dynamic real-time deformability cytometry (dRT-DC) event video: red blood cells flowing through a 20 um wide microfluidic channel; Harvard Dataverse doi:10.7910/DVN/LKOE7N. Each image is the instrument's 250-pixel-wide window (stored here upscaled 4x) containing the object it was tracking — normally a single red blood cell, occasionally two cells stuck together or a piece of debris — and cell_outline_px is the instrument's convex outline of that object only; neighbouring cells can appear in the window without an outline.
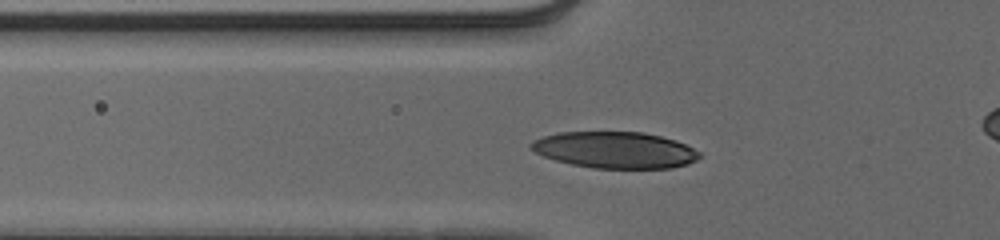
{"species": "human", "species_latin": "Homo sapiens", "temperature_condition": "cold", "stored_images_in_passage": 41, "camera_frame_rate_fps": 3000, "um_per_image_px": 0.085, "donor": {"sex": "male"}, "frame": {"image": 1, "passage_image": 14, "time_ms": 4.333, "image_size_px": [1000, 240], "cell_outline_px": [[700, 156], [696, 160], [688, 164], [672, 168], [592, 168], [572, 164], [556, 160], [544, 156], [528, 148], [528, 144], [532, 140], [556, 132], [644, 132], [676, 140], [700, 152]], "centroid_in_image_um": [52.25, 12.74], "position_along_channel_um": 73.6, "area_um2": 35.84}}
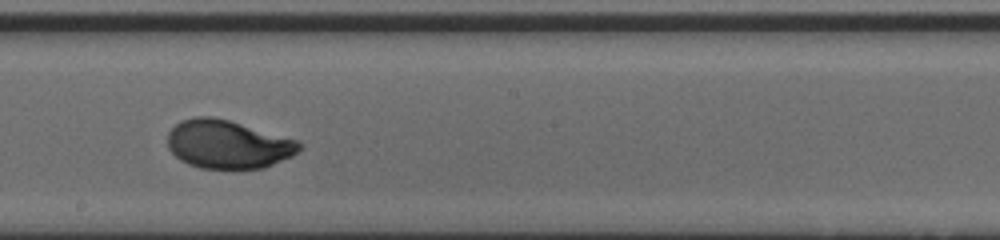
{"frame": {"image": 2, "passage_image": 26, "time_ms": 8.333, "image_size_px": [1000, 240], "cell_outline_px": [[304, 144], [292, 156], [264, 168], [200, 168], [188, 164], [180, 160], [168, 148], [168, 132], [180, 120], [196, 116], [212, 116], [228, 120], [300, 140]], "centroid_in_image_um": [19.38, 12.26], "position_along_channel_um": 228.8, "area_um2": 37.22}}
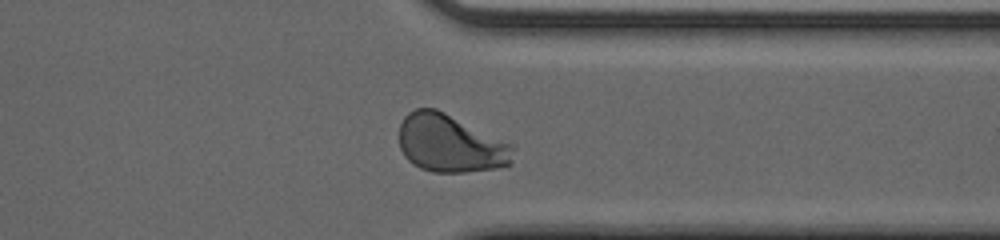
{"frame": {"image": 3, "passage_image": 37, "time_ms": 12.0, "image_size_px": [1000, 240], "cell_outline_px": [[516, 144], [512, 164], [496, 168], [464, 172], [432, 172], [420, 168], [412, 164], [404, 156], [400, 148], [400, 124], [404, 116], [408, 112], [416, 108], [436, 108]], "centroid_in_image_um": [38.33, 12.19], "position_along_channel_um": 373.1, "area_um2": 39.13}, "authors_computed_cell_mechanics": {"area_um2": 36.414, "velocity_mm_per_s": 3.9164, "shape_relaxation_time_tau1_ms": 2.4837, "shape_relaxation_time_tau2_ms": null, "deformation_change_tau1": 0.1653, "deformation_change_tau2": null}}